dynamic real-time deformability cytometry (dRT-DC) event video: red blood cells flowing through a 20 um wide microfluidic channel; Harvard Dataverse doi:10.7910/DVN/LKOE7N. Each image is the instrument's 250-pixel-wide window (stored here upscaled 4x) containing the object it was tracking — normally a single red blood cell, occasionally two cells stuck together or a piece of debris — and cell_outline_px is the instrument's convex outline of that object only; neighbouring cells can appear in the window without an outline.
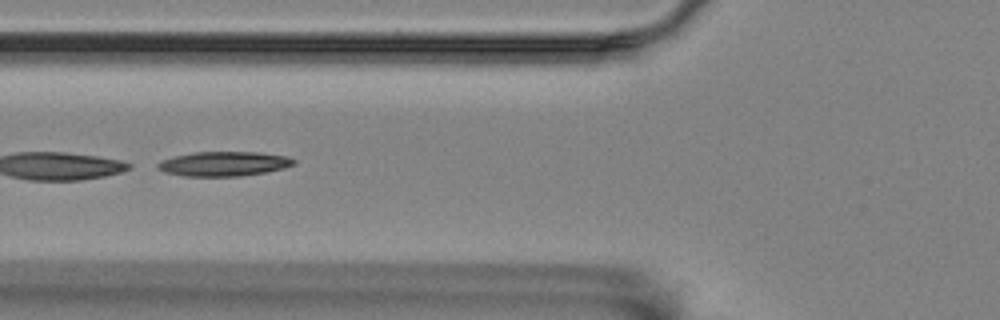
{"species": "Egyptian fruit bat (a non-hibernating species)", "species_latin": "Rousettus aegyptiacus", "temperature_condition": "room temperature", "stored_images_in_passage": 4, "camera_frame_rate_fps": 3000, "um_per_image_px": 0.085, "animal": {"sex": "female"}, "frame": {"image": 1, "passage_image": 2, "time_ms": 0.333, "image_size_px": [1000, 320], "cell_outline_px": [[296, 160], [292, 164], [284, 168], [264, 172], [240, 176], [184, 176], [164, 172], [156, 168], [156, 164], [160, 160], [176, 156], [196, 152], [256, 152], [288, 156]], "centroid_in_image_um": [18.99, 13.92], "position_along_channel_um": 106.8, "area_um2": 19.36}}